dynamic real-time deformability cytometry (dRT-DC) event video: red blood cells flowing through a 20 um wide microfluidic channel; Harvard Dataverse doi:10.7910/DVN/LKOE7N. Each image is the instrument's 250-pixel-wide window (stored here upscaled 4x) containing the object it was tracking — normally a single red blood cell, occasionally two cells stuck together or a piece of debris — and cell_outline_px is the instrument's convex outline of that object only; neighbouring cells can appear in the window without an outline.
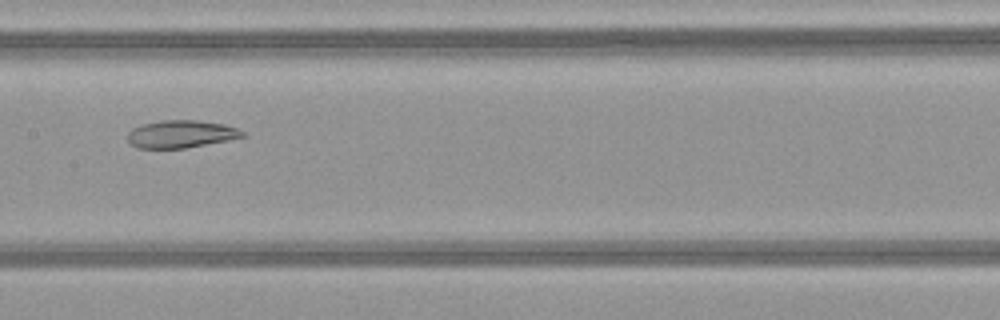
{"species": "common noctule bat (a hibernating species)", "species_latin": "Nyctalus noctula", "temperature_condition": "warm", "stored_images_in_passage": 44, "camera_frame_rate_fps": 3000, "um_per_image_px": 0.085, "animal": {"sex": "female", "body_mass_g": 21.9}, "frame": {"image": 1, "passage_image": 20, "time_ms": 6.333, "image_size_px": [1000, 320], "cell_outline_px": [[248, 136], [228, 140], [184, 148], [136, 148], [128, 140], [128, 132], [132, 128], [140, 124], [160, 120], [196, 120], [224, 124], [236, 128], [244, 132]], "centroid_in_image_um": [15.37, 11.38], "position_along_channel_um": 192.0, "area_um2": 18.5}}
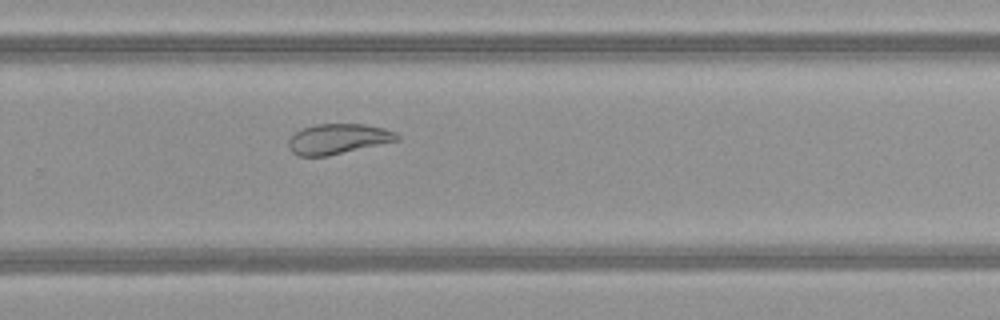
{"frame": {"image": 2, "passage_image": 28, "time_ms": 9.0, "image_size_px": [1000, 320], "cell_outline_px": [[400, 140], [328, 156], [300, 156], [292, 152], [288, 148], [288, 140], [296, 132], [304, 128], [316, 124], [364, 124], [384, 128], [396, 132], [400, 136]], "centroid_in_image_um": [28.75, 11.81], "position_along_channel_um": 301.0, "area_um2": 19.13}}
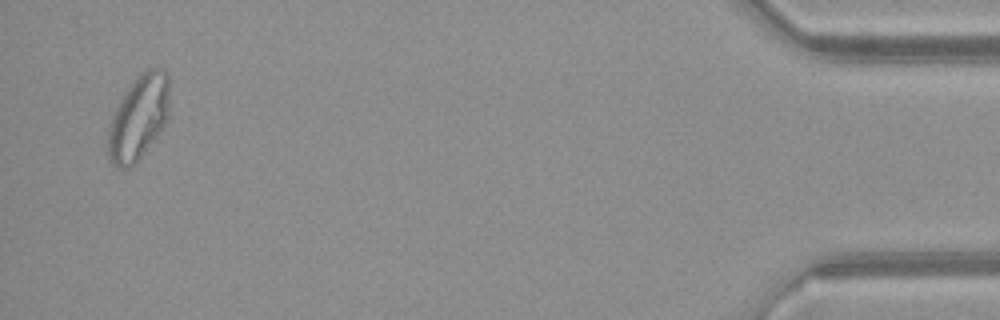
{"frame": {"image": 3, "passage_image": 43, "time_ms": 14.0, "image_size_px": [1000, 320], "cell_outline_px": [[168, 120], [136, 164], [128, 168], [120, 168], [112, 164], [108, 156], [108, 128], [112, 116], [120, 100], [132, 80], [140, 72], [148, 68], [164, 68], [168, 72]], "centroid_in_image_um": [11.78, 9.98], "position_along_channel_um": 423.4, "area_um2": 30.46}, "authors_computed_cell_mechanics": {"area_um2": 24.5072, "velocity_mm_per_s": 4.1044, "shape_relaxation_time_tau1_ms": null, "shape_relaxation_time_tau2_ms": 2.5919, "deformation_change_tau1": null, "deformation_change_tau2": 0.0584}}